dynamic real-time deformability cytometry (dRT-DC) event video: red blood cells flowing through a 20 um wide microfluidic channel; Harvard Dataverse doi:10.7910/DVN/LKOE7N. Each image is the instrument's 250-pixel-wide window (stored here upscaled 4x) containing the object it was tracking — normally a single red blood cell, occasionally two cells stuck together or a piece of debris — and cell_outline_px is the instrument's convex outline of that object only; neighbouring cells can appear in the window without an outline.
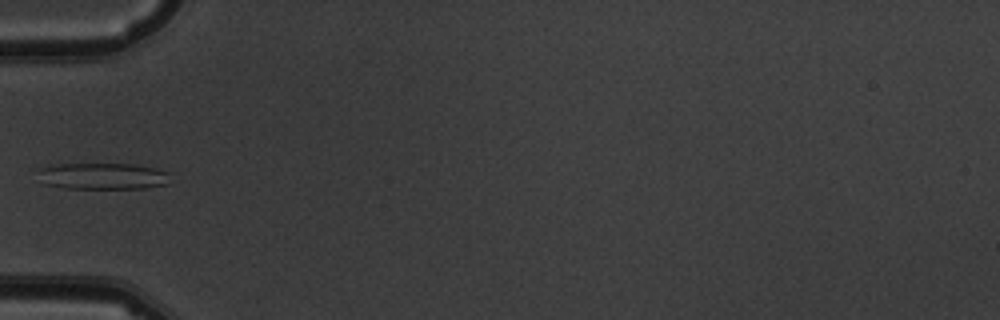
{"species": "common noctule bat (a hibernating species)", "species_latin": "Nyctalus noctula", "temperature_condition": "warm", "stored_images_in_passage": 9, "camera_frame_rate_fps": 3000, "um_per_image_px": 0.085, "animal": {"sex": "male", "body_mass_g": 19.5, "forearm_length_mm": 54.6}, "frame": {"image": 1, "passage_image": 5, "time_ms": 4.667, "image_size_px": [1000, 320], "cell_outline_px": [[168, 184], [144, 188], [64, 188], [44, 184], [40, 168], [52, 164], [132, 164], [156, 168], [168, 172]], "centroid_in_image_um": [8.77, 14.97], "position_along_channel_um": 76.2, "area_um2": 20.17}}
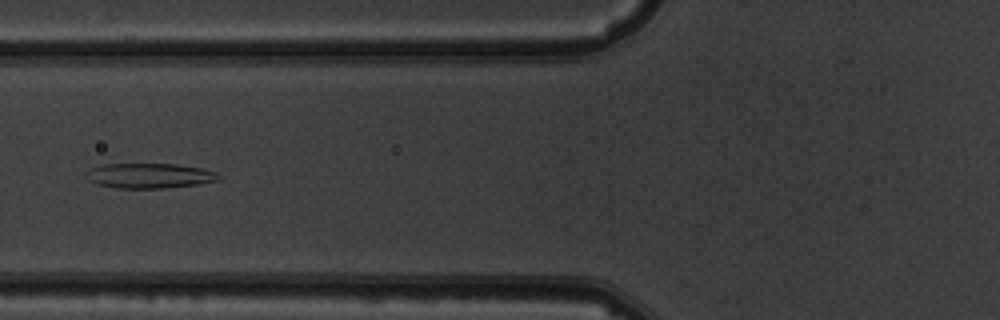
{"frame": {"image": 2, "passage_image": 6, "time_ms": 5.667, "image_size_px": [1000, 320], "cell_outline_px": [[224, 176], [220, 180], [196, 184], [164, 188], [116, 188], [100, 184], [88, 180], [84, 176], [84, 172], [92, 168], [104, 164], [176, 164], [204, 168], [216, 172]], "centroid_in_image_um": [12.74, 14.93], "position_along_channel_um": 113.1, "area_um2": 19.42}}
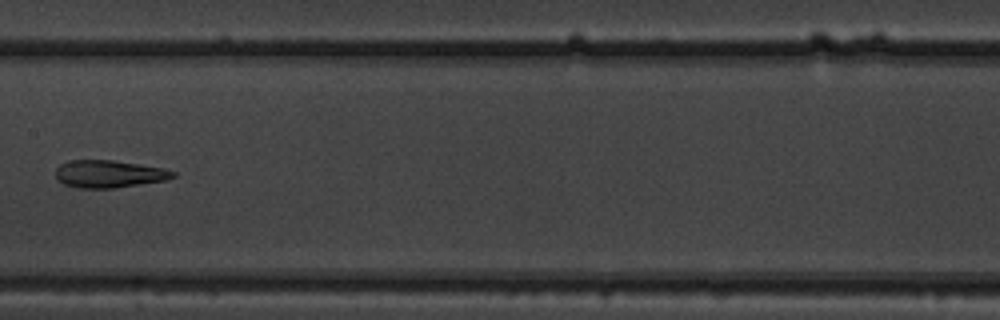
{"frame": {"image": 3, "passage_image": 8, "time_ms": 8.0, "image_size_px": [1000, 320], "cell_outline_px": [[176, 176], [164, 180], [112, 188], [76, 188], [64, 184], [56, 176], [56, 168], [60, 164], [68, 160], [112, 160], [164, 168], [176, 172]], "centroid_in_image_um": [9.24, 14.77], "position_along_channel_um": 198.2, "area_um2": 18.61}}